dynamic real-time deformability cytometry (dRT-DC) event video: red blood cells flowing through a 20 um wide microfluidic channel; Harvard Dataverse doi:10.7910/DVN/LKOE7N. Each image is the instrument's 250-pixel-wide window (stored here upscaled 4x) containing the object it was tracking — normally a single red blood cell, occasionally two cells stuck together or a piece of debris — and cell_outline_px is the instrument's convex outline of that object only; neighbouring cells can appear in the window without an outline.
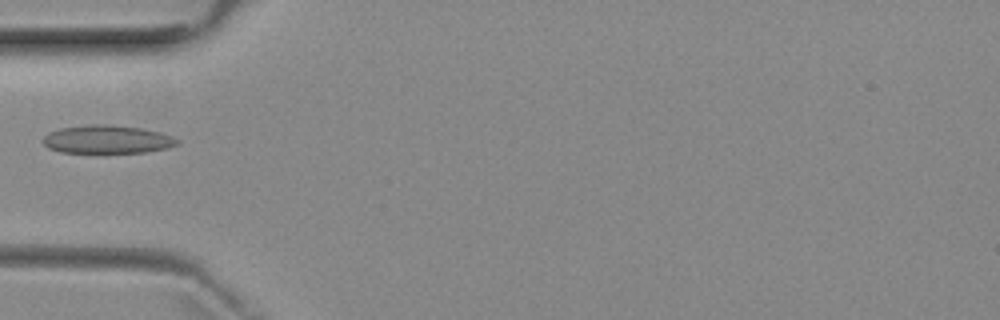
{"species": "common noctule bat (a hibernating species)", "species_latin": "Nyctalus noctula", "temperature_condition": "room temperature", "stored_images_in_passage": 6, "camera_frame_rate_fps": 3000, "um_per_image_px": 0.085, "animal": {"sex": "female", "body_mass_g": 29.2, "forearm_length_mm": 56.3}, "frame": {"image": 1, "passage_image": 5, "time_ms": 4.667, "image_size_px": [1000, 320], "cell_outline_px": [[180, 144], [168, 148], [144, 152], [60, 152], [48, 148], [44, 144], [44, 136], [48, 132], [60, 128], [88, 124], [108, 124], [140, 128], [160, 132], [172, 136], [180, 140]], "centroid_in_image_um": [9.13, 11.84], "position_along_channel_um": 75.9, "area_um2": 22.08}}
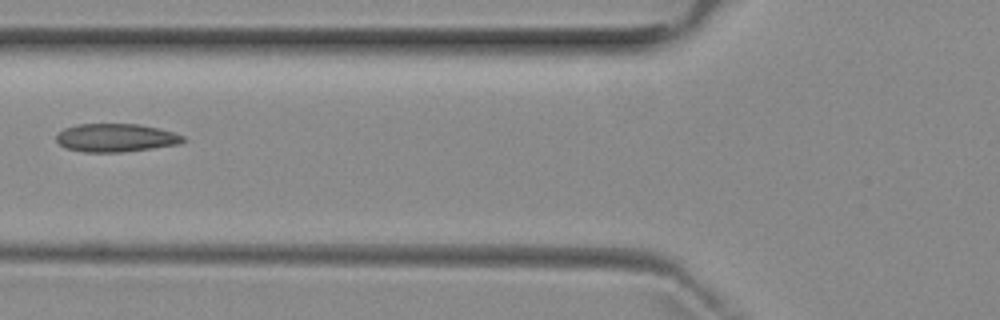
{"frame": {"image": 2, "passage_image": 6, "time_ms": 5.667, "image_size_px": [1000, 320], "cell_outline_px": [[188, 140], [180, 144], [124, 152], [84, 152], [64, 148], [56, 140], [56, 136], [64, 128], [76, 124], [140, 124], [160, 128], [184, 136]], "centroid_in_image_um": [9.87, 11.71], "position_along_channel_um": 115.9, "area_um2": 21.04}}